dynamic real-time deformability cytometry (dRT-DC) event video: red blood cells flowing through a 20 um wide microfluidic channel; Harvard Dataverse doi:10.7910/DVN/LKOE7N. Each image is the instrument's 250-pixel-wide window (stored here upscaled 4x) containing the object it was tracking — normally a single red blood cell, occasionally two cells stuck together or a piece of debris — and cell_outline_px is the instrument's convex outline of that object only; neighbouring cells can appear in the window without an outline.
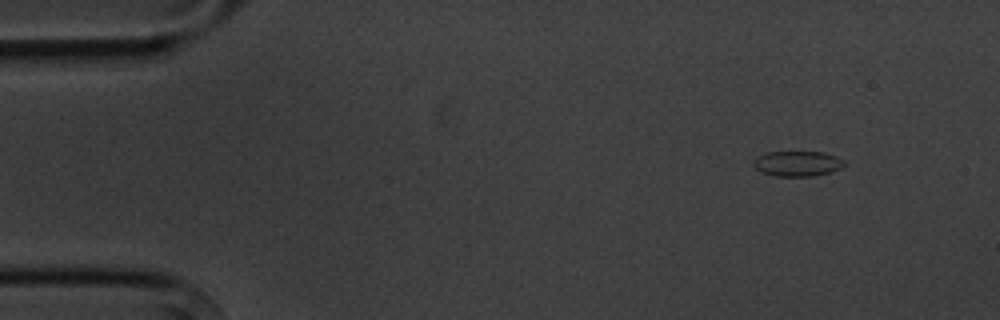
{"species": "common noctule bat (a hibernating species)", "species_latin": "Nyctalus noctula", "temperature_condition": "cold", "stored_images_in_passage": 4, "camera_frame_rate_fps": 3000, "um_per_image_px": 0.085, "animal": {"sex": "male", "body_mass_g": 20.1, "forearm_length_mm": 53.5}, "frame": {"image": 1, "passage_image": 1, "time_ms": 0.0, "image_size_px": [1000, 320], "cell_outline_px": [[844, 164], [840, 168], [828, 172], [812, 176], [776, 176], [760, 172], [752, 164], [756, 156], [768, 152], [824, 152], [836, 156], [844, 160]], "centroid_in_image_um": [67.74, 13.9], "position_along_channel_um": 17.3, "area_um2": 13.29}}
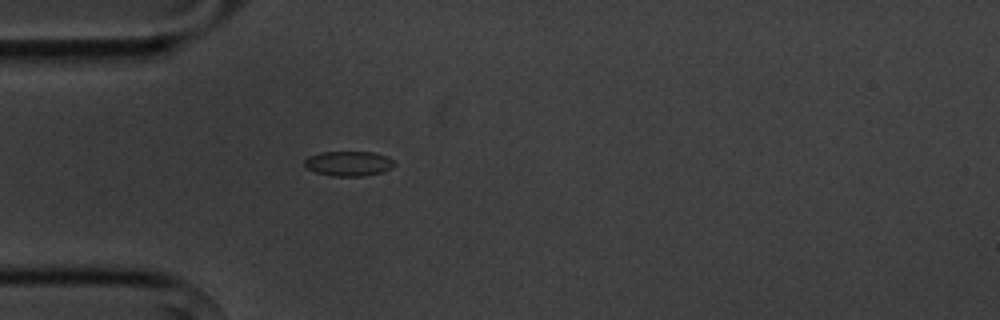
{"frame": {"image": 2, "passage_image": 4, "time_ms": 3.333, "image_size_px": [1000, 320], "cell_outline_px": [[396, 164], [380, 172], [360, 176], [332, 176], [316, 172], [304, 168], [304, 160], [308, 156], [320, 152], [372, 152], [388, 156]], "centroid_in_image_um": [29.56, 13.89], "position_along_channel_um": 55.4, "area_um2": 12.95}}